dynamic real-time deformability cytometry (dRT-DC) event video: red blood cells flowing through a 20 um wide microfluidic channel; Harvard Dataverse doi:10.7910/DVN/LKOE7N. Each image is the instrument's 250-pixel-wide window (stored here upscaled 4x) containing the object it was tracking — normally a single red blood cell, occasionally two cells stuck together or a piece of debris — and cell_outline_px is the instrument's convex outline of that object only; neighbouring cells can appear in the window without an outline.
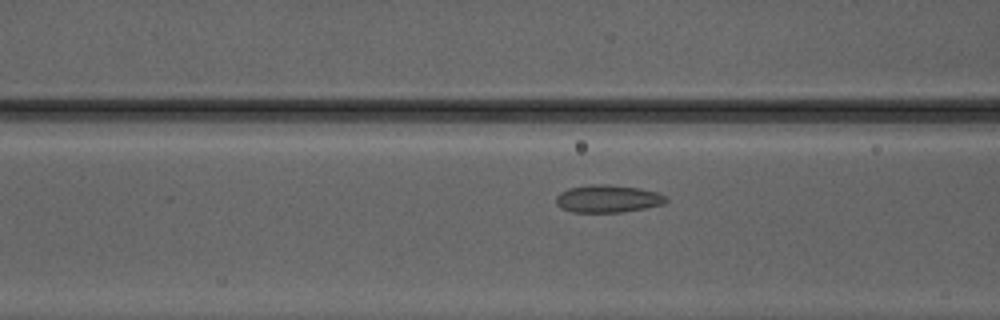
{"species": "Egyptian fruit bat (a non-hibernating species)", "species_latin": "Rousettus aegyptiacus", "temperature_condition": "warm", "stored_images_in_passage": 37, "camera_frame_rate_fps": 3000, "um_per_image_px": 0.085, "animal": {"sex": "male"}, "frame": {"image": 1, "passage_image": 9, "time_ms": 2.667, "image_size_px": [1000, 320], "cell_outline_px": [[668, 200], [664, 204], [644, 208], [620, 212], [572, 212], [556, 204], [556, 196], [560, 192], [568, 188], [592, 184], [608, 184], [640, 188], [656, 192], [664, 196]], "centroid_in_image_um": [51.65, 16.88], "position_along_channel_um": 114.9, "area_um2": 17.57}}
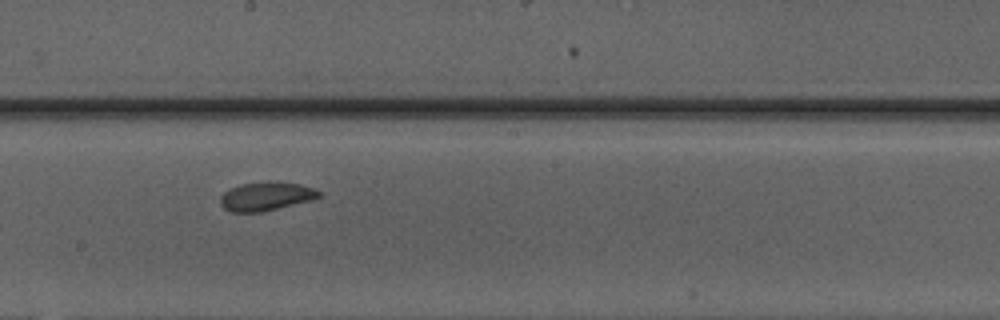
{"frame": {"image": 2, "passage_image": 17, "time_ms": 5.333, "image_size_px": [1000, 320], "cell_outline_px": [[320, 196], [312, 200], [260, 212], [232, 212], [224, 208], [220, 204], [220, 196], [224, 192], [240, 184], [300, 184], [312, 188], [320, 192]], "centroid_in_image_um": [22.57, 16.73], "position_along_channel_um": 225.6, "area_um2": 15.61}}
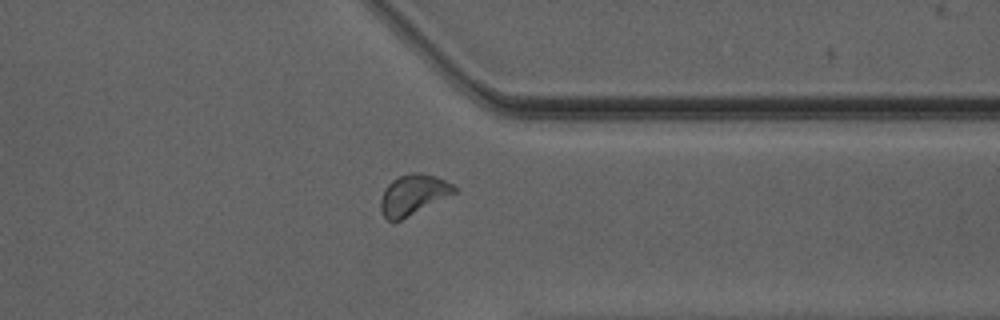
{"frame": {"image": 3, "passage_image": 28, "time_ms": 9.0, "image_size_px": [1000, 320], "cell_outline_px": [[456, 192], [400, 220], [388, 220], [384, 216], [380, 208], [380, 200], [384, 188], [392, 180], [400, 176], [412, 172], [420, 172], [444, 180], [452, 184], [456, 188]], "centroid_in_image_um": [35.08, 16.54], "position_along_channel_um": 376.3, "area_um2": 16.88}, "authors_computed_cell_mechanics": {"area_um2": 16.8198, "velocity_mm_per_s": 4.1476, "shape_relaxation_time_tau1_ms": 2.7374, "shape_relaxation_time_tau2_ms": 1.0011, "deformation_change_tau1": 0.0918, "deformation_change_tau2": 0.0612}}